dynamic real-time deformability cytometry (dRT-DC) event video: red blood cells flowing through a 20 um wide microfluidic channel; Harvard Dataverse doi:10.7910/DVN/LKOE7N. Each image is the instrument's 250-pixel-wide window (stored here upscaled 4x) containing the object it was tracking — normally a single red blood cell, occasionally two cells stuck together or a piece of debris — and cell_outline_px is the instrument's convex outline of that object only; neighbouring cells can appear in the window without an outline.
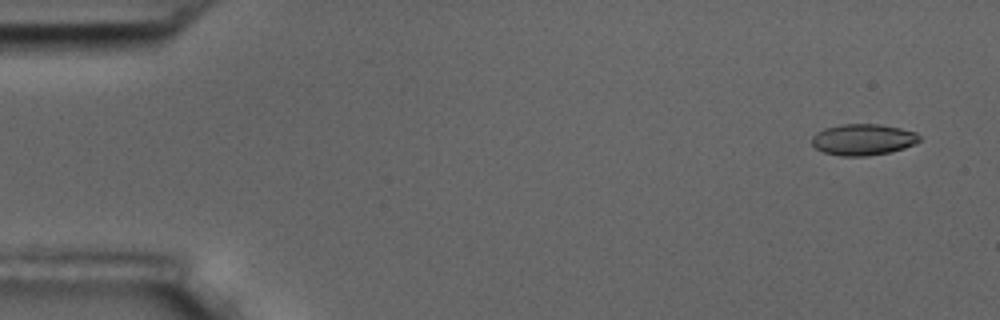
{"species": "common noctule bat (a hibernating species)", "species_latin": "Nyctalus noctula", "temperature_condition": "room temperature", "stored_images_in_passage": 6, "camera_frame_rate_fps": 3000, "um_per_image_px": 0.085, "animal": {"sex": "male", "body_mass_g": 17.5, "forearm_length_mm": 52.3}, "frame": {"image": 1, "passage_image": 1, "time_ms": 0.0, "image_size_px": [1000, 320], "cell_outline_px": [[920, 140], [916, 144], [904, 148], [888, 152], [868, 156], [840, 156], [824, 152], [816, 148], [812, 144], [812, 136], [816, 132], [824, 128], [840, 124], [880, 124], [900, 128], [916, 132], [920, 136]], "centroid_in_image_um": [73.36, 11.86], "position_along_channel_um": 11.6, "area_um2": 19.71}}
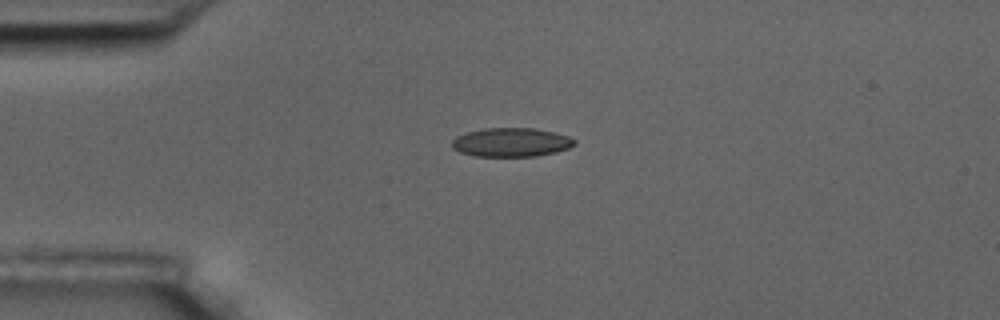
{"frame": {"image": 2, "passage_image": 4, "time_ms": 3.667, "image_size_px": [1000, 320], "cell_outline_px": [[576, 144], [568, 148], [556, 152], [536, 156], [476, 156], [460, 152], [452, 148], [452, 140], [456, 136], [468, 132], [484, 128], [532, 128], [552, 132], [568, 136], [576, 140]], "centroid_in_image_um": [43.45, 12.1], "position_along_channel_um": 41.6, "area_um2": 20.52}}